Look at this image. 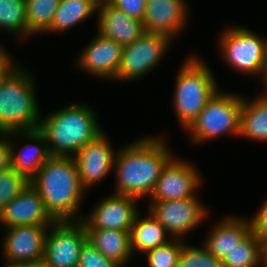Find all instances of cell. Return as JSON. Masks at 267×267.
<instances>
[{"instance_id": "cell-1", "label": "cell", "mask_w": 267, "mask_h": 267, "mask_svg": "<svg viewBox=\"0 0 267 267\" xmlns=\"http://www.w3.org/2000/svg\"><path fill=\"white\" fill-rule=\"evenodd\" d=\"M163 136H145L117 150L115 194L150 197L162 170L174 157ZM170 148V149H169Z\"/></svg>"}, {"instance_id": "cell-2", "label": "cell", "mask_w": 267, "mask_h": 267, "mask_svg": "<svg viewBox=\"0 0 267 267\" xmlns=\"http://www.w3.org/2000/svg\"><path fill=\"white\" fill-rule=\"evenodd\" d=\"M40 193L49 215L56 221H81L86 190L79 180L73 156H51L30 180Z\"/></svg>"}, {"instance_id": "cell-3", "label": "cell", "mask_w": 267, "mask_h": 267, "mask_svg": "<svg viewBox=\"0 0 267 267\" xmlns=\"http://www.w3.org/2000/svg\"><path fill=\"white\" fill-rule=\"evenodd\" d=\"M95 109L71 103L41 117L39 130L44 134L51 156H75L104 132Z\"/></svg>"}, {"instance_id": "cell-4", "label": "cell", "mask_w": 267, "mask_h": 267, "mask_svg": "<svg viewBox=\"0 0 267 267\" xmlns=\"http://www.w3.org/2000/svg\"><path fill=\"white\" fill-rule=\"evenodd\" d=\"M17 64L0 79V134L31 131L40 125L37 81L29 69Z\"/></svg>"}, {"instance_id": "cell-5", "label": "cell", "mask_w": 267, "mask_h": 267, "mask_svg": "<svg viewBox=\"0 0 267 267\" xmlns=\"http://www.w3.org/2000/svg\"><path fill=\"white\" fill-rule=\"evenodd\" d=\"M182 63L176 75L173 106L179 124L186 131L219 87L204 59L191 54Z\"/></svg>"}, {"instance_id": "cell-6", "label": "cell", "mask_w": 267, "mask_h": 267, "mask_svg": "<svg viewBox=\"0 0 267 267\" xmlns=\"http://www.w3.org/2000/svg\"><path fill=\"white\" fill-rule=\"evenodd\" d=\"M242 94L218 90L186 130L192 143H205L222 135L239 137Z\"/></svg>"}, {"instance_id": "cell-7", "label": "cell", "mask_w": 267, "mask_h": 267, "mask_svg": "<svg viewBox=\"0 0 267 267\" xmlns=\"http://www.w3.org/2000/svg\"><path fill=\"white\" fill-rule=\"evenodd\" d=\"M223 60L238 73L262 76L267 68V40L244 26H232L218 39Z\"/></svg>"}, {"instance_id": "cell-8", "label": "cell", "mask_w": 267, "mask_h": 267, "mask_svg": "<svg viewBox=\"0 0 267 267\" xmlns=\"http://www.w3.org/2000/svg\"><path fill=\"white\" fill-rule=\"evenodd\" d=\"M173 39L161 33L145 32L139 39L122 48L120 67L115 82L142 78L160 63Z\"/></svg>"}, {"instance_id": "cell-9", "label": "cell", "mask_w": 267, "mask_h": 267, "mask_svg": "<svg viewBox=\"0 0 267 267\" xmlns=\"http://www.w3.org/2000/svg\"><path fill=\"white\" fill-rule=\"evenodd\" d=\"M199 198L196 196L178 200L150 201L147 210L165 227L172 238L185 240L183 237L207 218L208 208L201 204Z\"/></svg>"}, {"instance_id": "cell-10", "label": "cell", "mask_w": 267, "mask_h": 267, "mask_svg": "<svg viewBox=\"0 0 267 267\" xmlns=\"http://www.w3.org/2000/svg\"><path fill=\"white\" fill-rule=\"evenodd\" d=\"M86 241L81 221L54 222L47 231L43 260L50 267H76Z\"/></svg>"}, {"instance_id": "cell-11", "label": "cell", "mask_w": 267, "mask_h": 267, "mask_svg": "<svg viewBox=\"0 0 267 267\" xmlns=\"http://www.w3.org/2000/svg\"><path fill=\"white\" fill-rule=\"evenodd\" d=\"M183 159L173 157L162 170L150 195V201L178 200L196 197L202 177L198 168Z\"/></svg>"}, {"instance_id": "cell-12", "label": "cell", "mask_w": 267, "mask_h": 267, "mask_svg": "<svg viewBox=\"0 0 267 267\" xmlns=\"http://www.w3.org/2000/svg\"><path fill=\"white\" fill-rule=\"evenodd\" d=\"M49 226L22 225L4 228L2 254L5 266L43 260L45 239Z\"/></svg>"}, {"instance_id": "cell-13", "label": "cell", "mask_w": 267, "mask_h": 267, "mask_svg": "<svg viewBox=\"0 0 267 267\" xmlns=\"http://www.w3.org/2000/svg\"><path fill=\"white\" fill-rule=\"evenodd\" d=\"M139 199L112 193L104 197L92 208L90 215L81 222L85 229H112L130 232L136 215L139 213Z\"/></svg>"}, {"instance_id": "cell-14", "label": "cell", "mask_w": 267, "mask_h": 267, "mask_svg": "<svg viewBox=\"0 0 267 267\" xmlns=\"http://www.w3.org/2000/svg\"><path fill=\"white\" fill-rule=\"evenodd\" d=\"M110 142L107 134L103 132L74 156L80 183L86 191L97 185L113 170L117 152Z\"/></svg>"}, {"instance_id": "cell-15", "label": "cell", "mask_w": 267, "mask_h": 267, "mask_svg": "<svg viewBox=\"0 0 267 267\" xmlns=\"http://www.w3.org/2000/svg\"><path fill=\"white\" fill-rule=\"evenodd\" d=\"M92 39L78 56L76 67L91 76L109 81L115 80L123 46L97 33Z\"/></svg>"}, {"instance_id": "cell-16", "label": "cell", "mask_w": 267, "mask_h": 267, "mask_svg": "<svg viewBox=\"0 0 267 267\" xmlns=\"http://www.w3.org/2000/svg\"><path fill=\"white\" fill-rule=\"evenodd\" d=\"M56 222L45 208L40 193L29 183L0 212V225L4 228L22 225L50 226Z\"/></svg>"}, {"instance_id": "cell-17", "label": "cell", "mask_w": 267, "mask_h": 267, "mask_svg": "<svg viewBox=\"0 0 267 267\" xmlns=\"http://www.w3.org/2000/svg\"><path fill=\"white\" fill-rule=\"evenodd\" d=\"M186 0H146L143 18L145 32L161 33L178 38L188 24L189 10Z\"/></svg>"}, {"instance_id": "cell-18", "label": "cell", "mask_w": 267, "mask_h": 267, "mask_svg": "<svg viewBox=\"0 0 267 267\" xmlns=\"http://www.w3.org/2000/svg\"><path fill=\"white\" fill-rule=\"evenodd\" d=\"M18 135V136H17ZM13 137V139H12ZM15 137L28 140L22 148L16 147ZM11 168L23 175L29 181L51 157L44 134L39 130L19 131L9 133ZM33 142V143H32Z\"/></svg>"}, {"instance_id": "cell-19", "label": "cell", "mask_w": 267, "mask_h": 267, "mask_svg": "<svg viewBox=\"0 0 267 267\" xmlns=\"http://www.w3.org/2000/svg\"><path fill=\"white\" fill-rule=\"evenodd\" d=\"M96 13L97 34L122 46L133 43L145 33L143 21L129 17L106 1L98 2Z\"/></svg>"}, {"instance_id": "cell-20", "label": "cell", "mask_w": 267, "mask_h": 267, "mask_svg": "<svg viewBox=\"0 0 267 267\" xmlns=\"http://www.w3.org/2000/svg\"><path fill=\"white\" fill-rule=\"evenodd\" d=\"M251 232V223L248 218L226 216L209 229L204 247L216 258H222Z\"/></svg>"}, {"instance_id": "cell-21", "label": "cell", "mask_w": 267, "mask_h": 267, "mask_svg": "<svg viewBox=\"0 0 267 267\" xmlns=\"http://www.w3.org/2000/svg\"><path fill=\"white\" fill-rule=\"evenodd\" d=\"M87 240L105 257L119 267H124L133 258L130 232L112 229H85ZM131 259V260H130Z\"/></svg>"}, {"instance_id": "cell-22", "label": "cell", "mask_w": 267, "mask_h": 267, "mask_svg": "<svg viewBox=\"0 0 267 267\" xmlns=\"http://www.w3.org/2000/svg\"><path fill=\"white\" fill-rule=\"evenodd\" d=\"M146 215L141 218L138 213L130 230V246L133 255L135 252L144 254L172 239L165 227L148 210Z\"/></svg>"}, {"instance_id": "cell-23", "label": "cell", "mask_w": 267, "mask_h": 267, "mask_svg": "<svg viewBox=\"0 0 267 267\" xmlns=\"http://www.w3.org/2000/svg\"><path fill=\"white\" fill-rule=\"evenodd\" d=\"M243 96L239 137L267 142V102L260 96L247 100Z\"/></svg>"}, {"instance_id": "cell-24", "label": "cell", "mask_w": 267, "mask_h": 267, "mask_svg": "<svg viewBox=\"0 0 267 267\" xmlns=\"http://www.w3.org/2000/svg\"><path fill=\"white\" fill-rule=\"evenodd\" d=\"M98 0H60L50 29L62 32L88 20L97 11Z\"/></svg>"}, {"instance_id": "cell-25", "label": "cell", "mask_w": 267, "mask_h": 267, "mask_svg": "<svg viewBox=\"0 0 267 267\" xmlns=\"http://www.w3.org/2000/svg\"><path fill=\"white\" fill-rule=\"evenodd\" d=\"M60 0H25L27 38L47 32Z\"/></svg>"}, {"instance_id": "cell-26", "label": "cell", "mask_w": 267, "mask_h": 267, "mask_svg": "<svg viewBox=\"0 0 267 267\" xmlns=\"http://www.w3.org/2000/svg\"><path fill=\"white\" fill-rule=\"evenodd\" d=\"M261 240L251 231L221 260L223 267H260Z\"/></svg>"}, {"instance_id": "cell-27", "label": "cell", "mask_w": 267, "mask_h": 267, "mask_svg": "<svg viewBox=\"0 0 267 267\" xmlns=\"http://www.w3.org/2000/svg\"><path fill=\"white\" fill-rule=\"evenodd\" d=\"M27 40L25 0H0V30ZM24 37V38H22Z\"/></svg>"}, {"instance_id": "cell-28", "label": "cell", "mask_w": 267, "mask_h": 267, "mask_svg": "<svg viewBox=\"0 0 267 267\" xmlns=\"http://www.w3.org/2000/svg\"><path fill=\"white\" fill-rule=\"evenodd\" d=\"M185 240L172 238L167 243L144 253L147 267H178L179 255Z\"/></svg>"}, {"instance_id": "cell-29", "label": "cell", "mask_w": 267, "mask_h": 267, "mask_svg": "<svg viewBox=\"0 0 267 267\" xmlns=\"http://www.w3.org/2000/svg\"><path fill=\"white\" fill-rule=\"evenodd\" d=\"M178 267H223L219 258L202 247L185 243L179 255Z\"/></svg>"}, {"instance_id": "cell-30", "label": "cell", "mask_w": 267, "mask_h": 267, "mask_svg": "<svg viewBox=\"0 0 267 267\" xmlns=\"http://www.w3.org/2000/svg\"><path fill=\"white\" fill-rule=\"evenodd\" d=\"M30 181L9 167L0 172V212L15 197H17Z\"/></svg>"}, {"instance_id": "cell-31", "label": "cell", "mask_w": 267, "mask_h": 267, "mask_svg": "<svg viewBox=\"0 0 267 267\" xmlns=\"http://www.w3.org/2000/svg\"><path fill=\"white\" fill-rule=\"evenodd\" d=\"M80 267H119L113 261L105 258L88 240L80 251L78 262Z\"/></svg>"}, {"instance_id": "cell-32", "label": "cell", "mask_w": 267, "mask_h": 267, "mask_svg": "<svg viewBox=\"0 0 267 267\" xmlns=\"http://www.w3.org/2000/svg\"><path fill=\"white\" fill-rule=\"evenodd\" d=\"M106 2L125 12L129 17L143 21L146 12V0H106Z\"/></svg>"}, {"instance_id": "cell-33", "label": "cell", "mask_w": 267, "mask_h": 267, "mask_svg": "<svg viewBox=\"0 0 267 267\" xmlns=\"http://www.w3.org/2000/svg\"><path fill=\"white\" fill-rule=\"evenodd\" d=\"M267 199V198H266ZM251 231L259 238H267V200L251 219Z\"/></svg>"}, {"instance_id": "cell-34", "label": "cell", "mask_w": 267, "mask_h": 267, "mask_svg": "<svg viewBox=\"0 0 267 267\" xmlns=\"http://www.w3.org/2000/svg\"><path fill=\"white\" fill-rule=\"evenodd\" d=\"M11 167L9 133L0 134V172Z\"/></svg>"}, {"instance_id": "cell-35", "label": "cell", "mask_w": 267, "mask_h": 267, "mask_svg": "<svg viewBox=\"0 0 267 267\" xmlns=\"http://www.w3.org/2000/svg\"><path fill=\"white\" fill-rule=\"evenodd\" d=\"M5 48L0 50V79L15 63L12 55Z\"/></svg>"}, {"instance_id": "cell-36", "label": "cell", "mask_w": 267, "mask_h": 267, "mask_svg": "<svg viewBox=\"0 0 267 267\" xmlns=\"http://www.w3.org/2000/svg\"><path fill=\"white\" fill-rule=\"evenodd\" d=\"M261 240V266L267 267V238Z\"/></svg>"}, {"instance_id": "cell-37", "label": "cell", "mask_w": 267, "mask_h": 267, "mask_svg": "<svg viewBox=\"0 0 267 267\" xmlns=\"http://www.w3.org/2000/svg\"><path fill=\"white\" fill-rule=\"evenodd\" d=\"M9 267H50V266L44 260H41L37 262L23 263Z\"/></svg>"}, {"instance_id": "cell-38", "label": "cell", "mask_w": 267, "mask_h": 267, "mask_svg": "<svg viewBox=\"0 0 267 267\" xmlns=\"http://www.w3.org/2000/svg\"><path fill=\"white\" fill-rule=\"evenodd\" d=\"M262 83H263V86H264V90L263 93L261 95H259L264 101L267 102V68L266 70L262 73Z\"/></svg>"}]
</instances>
